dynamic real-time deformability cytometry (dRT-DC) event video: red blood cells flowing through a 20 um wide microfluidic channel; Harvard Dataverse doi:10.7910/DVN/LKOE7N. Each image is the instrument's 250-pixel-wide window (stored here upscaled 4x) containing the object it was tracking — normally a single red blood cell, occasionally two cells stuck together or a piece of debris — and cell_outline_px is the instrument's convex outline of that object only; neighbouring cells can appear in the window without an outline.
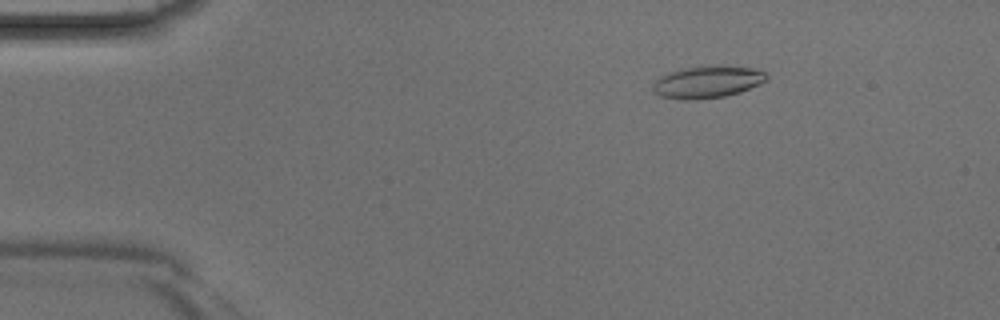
{"species": "Egyptian fruit bat (a non-hibernating species)", "species_latin": "Rousettus aegyptiacus", "temperature_condition": "room temperature", "stored_images_in_passage": 44, "camera_frame_rate_fps": 3000, "um_per_image_px": 0.085, "animal": {"sex": "male"}, "frame": {"image": 1, "passage_image": 7, "time_ms": 2.0, "image_size_px": [1000, 320], "cell_outline_px": [[768, 80], [760, 84], [740, 92], [724, 96], [696, 100], [680, 100], [660, 96], [652, 88], [652, 84], [660, 76], [668, 72], [684, 68], [752, 68], [764, 72], [768, 76]], "centroid_in_image_um": [60.09, 7.02], "position_along_channel_um": 24.9, "area_um2": 20.58}}
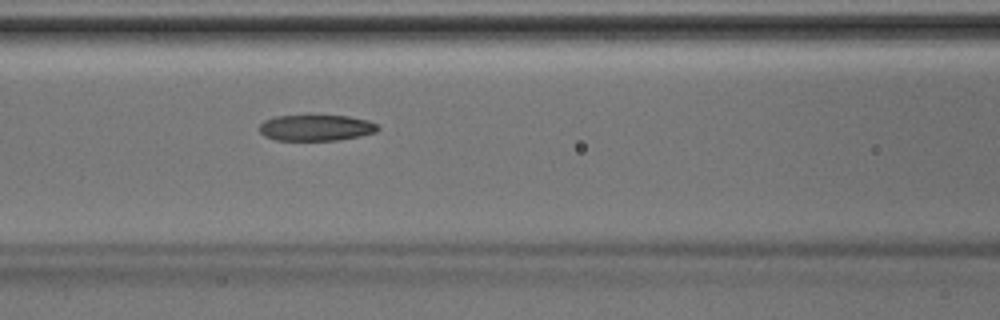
{"frame": {"image": 2, "passage_image": 19, "time_ms": 6.0, "image_size_px": [1000, 320], "cell_outline_px": [[380, 128], [376, 132], [360, 136], [340, 140], [276, 140], [264, 136], [260, 132], [260, 124], [264, 120], [276, 116], [308, 112], [348, 116], [368, 120], [376, 124]], "centroid_in_image_um": [26.85, 10.8], "position_along_channel_um": 139.8, "area_um2": 18.96}}
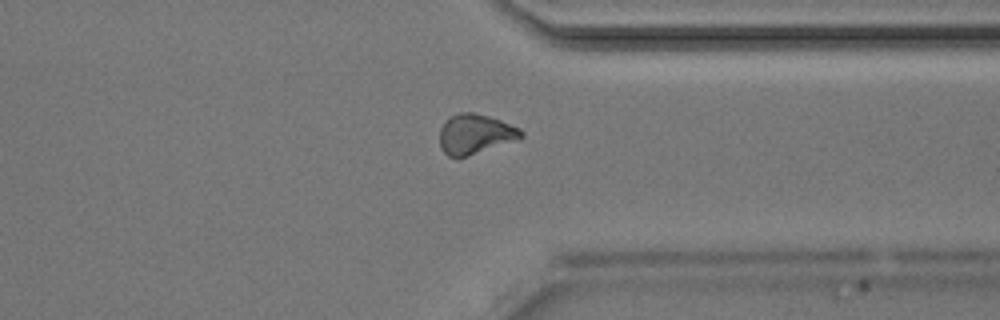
{"frame": {"image": 3, "passage_image": 34, "time_ms": 11.0, "image_size_px": [1000, 320], "cell_outline_px": [[524, 136], [520, 140], [464, 156], [448, 156], [440, 148], [440, 128], [444, 120], [448, 116], [460, 112], [472, 112], [488, 116], [500, 120], [520, 128], [524, 132]], "centroid_in_image_um": [40.4, 11.37], "position_along_channel_um": 371.0, "area_um2": 19.02}}